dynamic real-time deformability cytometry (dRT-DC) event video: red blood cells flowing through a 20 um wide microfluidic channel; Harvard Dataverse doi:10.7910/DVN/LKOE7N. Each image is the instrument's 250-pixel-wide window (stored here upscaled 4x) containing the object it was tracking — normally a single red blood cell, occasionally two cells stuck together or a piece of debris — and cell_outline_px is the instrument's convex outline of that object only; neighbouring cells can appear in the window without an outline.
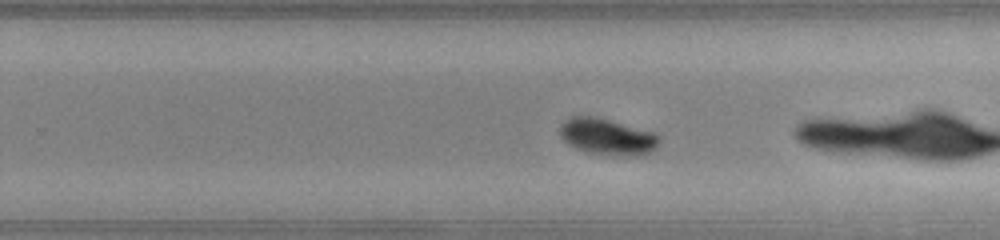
{"species": "common noctule bat (a hibernating species)", "species_latin": "Nyctalus noctula", "temperature_condition": "warm", "stored_images_in_passage": 38, "camera_frame_rate_fps": 3000, "um_per_image_px": 0.085, "animal": {"sex": "male", "body_mass_g": 20.0, "forearm_length_mm": 53.3}, "frame": {"image": 1, "passage_image": 20, "time_ms": 6.333, "image_size_px": [1000, 240], "cell_outline_px": [[660, 144], [652, 152], [644, 156], [624, 156], [588, 152], [576, 148], [568, 144], [560, 136], [560, 124], [564, 120], [572, 116], [592, 116], [608, 120], [652, 132], [660, 136]], "centroid_in_image_um": [51.64, 11.64], "position_along_channel_um": 278.2, "area_um2": 21.04}}
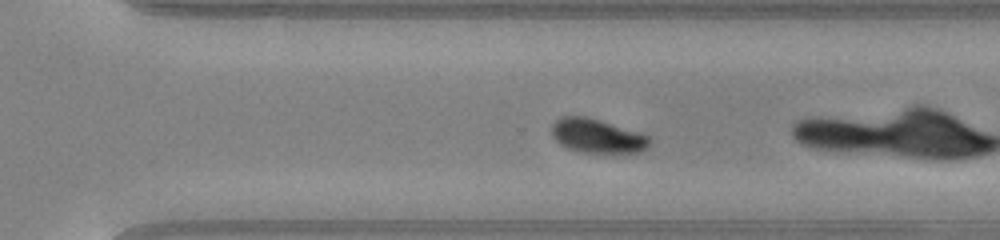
{"frame": {"image": 2, "passage_image": 23, "time_ms": 7.333, "image_size_px": [1000, 240], "cell_outline_px": [[652, 144], [648, 148], [640, 152], [580, 152], [568, 148], [560, 144], [552, 136], [552, 124], [560, 116], [584, 116], [600, 120], [640, 132], [648, 136], [652, 140]], "centroid_in_image_um": [50.79, 11.55], "position_along_channel_um": 319.8, "area_um2": 19.48}}